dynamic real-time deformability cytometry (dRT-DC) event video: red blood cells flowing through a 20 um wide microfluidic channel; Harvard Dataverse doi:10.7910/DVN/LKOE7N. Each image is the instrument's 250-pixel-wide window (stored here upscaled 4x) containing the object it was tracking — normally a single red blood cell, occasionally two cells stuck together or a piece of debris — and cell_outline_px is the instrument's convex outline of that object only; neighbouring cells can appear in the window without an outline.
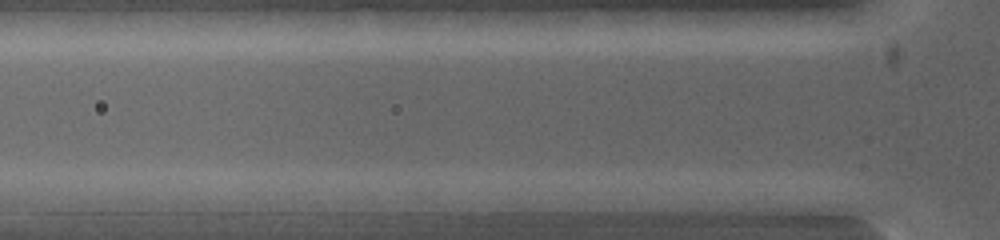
{"species": "common noctule bat (a hibernating species)", "species_latin": "Nyctalus noctula", "temperature_condition": "warm", "stored_images_in_passage": 3, "camera_frame_rate_fps": 5000, "um_per_image_px": 0.085, "animal": {"sex": "female", "body_mass_g": 19.0, "forearm_length_mm": 53.3}, "frame": {"image": 1, "passage_image": 3, "time_ms": 0.6, "image_size_px": [1000, 240], "cell_outline_px": [[604, 200], [592, 212], [496, 212], [496, 200], [528, 192], [580, 192]], "centroid_in_image_um": [46.64, 17.23], "position_along_channel_um": 79.2, "area_um2": 13.47}}